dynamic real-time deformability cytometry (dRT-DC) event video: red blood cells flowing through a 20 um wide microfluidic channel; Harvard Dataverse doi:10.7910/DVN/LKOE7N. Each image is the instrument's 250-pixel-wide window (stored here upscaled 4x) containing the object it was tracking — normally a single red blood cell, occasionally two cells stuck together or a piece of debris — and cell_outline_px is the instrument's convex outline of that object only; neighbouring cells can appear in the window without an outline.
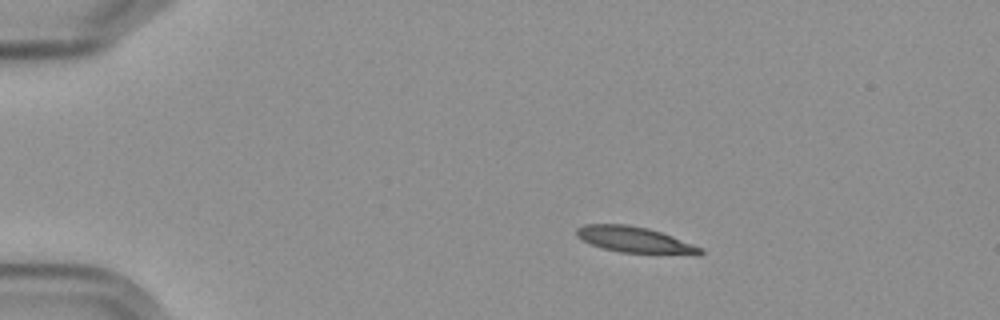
{"species": "Egyptian fruit bat (a non-hibernating species)", "species_latin": "Rousettus aegyptiacus", "temperature_condition": "cold", "stored_images_in_passage": 4, "camera_frame_rate_fps": 3000, "um_per_image_px": 0.085, "frame": {"image": 1, "passage_image": 3, "time_ms": 2.333, "image_size_px": [1000, 320], "cell_outline_px": [[704, 252], [700, 256], [696, 256], [620, 252], [604, 248], [592, 244], [576, 236], [576, 228], [584, 224], [628, 224], [648, 228], [672, 236], [704, 248]], "centroid_in_image_um": [54.05, 20.4], "position_along_channel_um": 31.0, "area_um2": 19.07}}